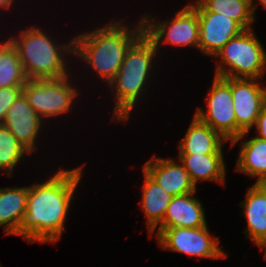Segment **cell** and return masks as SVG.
<instances>
[{
	"instance_id": "cell-1",
	"label": "cell",
	"mask_w": 266,
	"mask_h": 267,
	"mask_svg": "<svg viewBox=\"0 0 266 267\" xmlns=\"http://www.w3.org/2000/svg\"><path fill=\"white\" fill-rule=\"evenodd\" d=\"M82 169H62L47 182L28 187L26 212L14 234L29 242L58 241Z\"/></svg>"
},
{
	"instance_id": "cell-2",
	"label": "cell",
	"mask_w": 266,
	"mask_h": 267,
	"mask_svg": "<svg viewBox=\"0 0 266 267\" xmlns=\"http://www.w3.org/2000/svg\"><path fill=\"white\" fill-rule=\"evenodd\" d=\"M131 30L120 21L109 23L93 32L79 35L74 40V55H77L110 83L119 71L126 52L144 33L143 22ZM122 24V25H121Z\"/></svg>"
},
{
	"instance_id": "cell-3",
	"label": "cell",
	"mask_w": 266,
	"mask_h": 267,
	"mask_svg": "<svg viewBox=\"0 0 266 267\" xmlns=\"http://www.w3.org/2000/svg\"><path fill=\"white\" fill-rule=\"evenodd\" d=\"M157 49L143 33L128 49L115 78L109 83L116 85L115 119L126 121L149 76Z\"/></svg>"
},
{
	"instance_id": "cell-4",
	"label": "cell",
	"mask_w": 266,
	"mask_h": 267,
	"mask_svg": "<svg viewBox=\"0 0 266 267\" xmlns=\"http://www.w3.org/2000/svg\"><path fill=\"white\" fill-rule=\"evenodd\" d=\"M20 39H9L17 48L27 79H55L67 76L66 63L59 51L74 53V41L57 47L42 30L31 27ZM66 48V49H65Z\"/></svg>"
},
{
	"instance_id": "cell-5",
	"label": "cell",
	"mask_w": 266,
	"mask_h": 267,
	"mask_svg": "<svg viewBox=\"0 0 266 267\" xmlns=\"http://www.w3.org/2000/svg\"><path fill=\"white\" fill-rule=\"evenodd\" d=\"M221 57L220 64L216 66L215 76L222 78L259 79L266 68V52L251 29H245L239 35L228 41L216 54Z\"/></svg>"
},
{
	"instance_id": "cell-6",
	"label": "cell",
	"mask_w": 266,
	"mask_h": 267,
	"mask_svg": "<svg viewBox=\"0 0 266 267\" xmlns=\"http://www.w3.org/2000/svg\"><path fill=\"white\" fill-rule=\"evenodd\" d=\"M68 75L55 79H28L23 94L42 118L68 112L77 90L68 83Z\"/></svg>"
},
{
	"instance_id": "cell-7",
	"label": "cell",
	"mask_w": 266,
	"mask_h": 267,
	"mask_svg": "<svg viewBox=\"0 0 266 267\" xmlns=\"http://www.w3.org/2000/svg\"><path fill=\"white\" fill-rule=\"evenodd\" d=\"M157 240L164 249L190 256L214 259L227 256L218 247V238L210 236L207 226L158 228Z\"/></svg>"
},
{
	"instance_id": "cell-8",
	"label": "cell",
	"mask_w": 266,
	"mask_h": 267,
	"mask_svg": "<svg viewBox=\"0 0 266 267\" xmlns=\"http://www.w3.org/2000/svg\"><path fill=\"white\" fill-rule=\"evenodd\" d=\"M208 110L198 108L195 116L208 124L224 139H236V117L231 92V78L215 76L213 86L209 90Z\"/></svg>"
},
{
	"instance_id": "cell-9",
	"label": "cell",
	"mask_w": 266,
	"mask_h": 267,
	"mask_svg": "<svg viewBox=\"0 0 266 267\" xmlns=\"http://www.w3.org/2000/svg\"><path fill=\"white\" fill-rule=\"evenodd\" d=\"M147 17L148 16H144L142 18L144 34L153 42L156 49H158L159 42L167 31L164 37V43L179 46L193 45L198 48V14L191 5H187L183 10L178 11L174 19L169 23H155L156 21H154V19L152 20Z\"/></svg>"
},
{
	"instance_id": "cell-10",
	"label": "cell",
	"mask_w": 266,
	"mask_h": 267,
	"mask_svg": "<svg viewBox=\"0 0 266 267\" xmlns=\"http://www.w3.org/2000/svg\"><path fill=\"white\" fill-rule=\"evenodd\" d=\"M256 79L231 78V92L236 117V139L234 145L256 125L262 107L266 104V88L260 87Z\"/></svg>"
},
{
	"instance_id": "cell-11",
	"label": "cell",
	"mask_w": 266,
	"mask_h": 267,
	"mask_svg": "<svg viewBox=\"0 0 266 267\" xmlns=\"http://www.w3.org/2000/svg\"><path fill=\"white\" fill-rule=\"evenodd\" d=\"M201 52L216 56L223 46L245 29L235 20L214 12H197Z\"/></svg>"
},
{
	"instance_id": "cell-12",
	"label": "cell",
	"mask_w": 266,
	"mask_h": 267,
	"mask_svg": "<svg viewBox=\"0 0 266 267\" xmlns=\"http://www.w3.org/2000/svg\"><path fill=\"white\" fill-rule=\"evenodd\" d=\"M41 123L42 118L30 106L22 93L9 107L2 125L31 153L37 149L34 143Z\"/></svg>"
},
{
	"instance_id": "cell-13",
	"label": "cell",
	"mask_w": 266,
	"mask_h": 267,
	"mask_svg": "<svg viewBox=\"0 0 266 267\" xmlns=\"http://www.w3.org/2000/svg\"><path fill=\"white\" fill-rule=\"evenodd\" d=\"M144 172L173 197L196 191L185 167L174 160L152 158L144 165Z\"/></svg>"
},
{
	"instance_id": "cell-14",
	"label": "cell",
	"mask_w": 266,
	"mask_h": 267,
	"mask_svg": "<svg viewBox=\"0 0 266 267\" xmlns=\"http://www.w3.org/2000/svg\"><path fill=\"white\" fill-rule=\"evenodd\" d=\"M194 193L172 197L159 228L207 226L201 203L197 198L191 197Z\"/></svg>"
},
{
	"instance_id": "cell-15",
	"label": "cell",
	"mask_w": 266,
	"mask_h": 267,
	"mask_svg": "<svg viewBox=\"0 0 266 267\" xmlns=\"http://www.w3.org/2000/svg\"><path fill=\"white\" fill-rule=\"evenodd\" d=\"M222 141H227L208 124L194 116L179 146V155L223 154Z\"/></svg>"
},
{
	"instance_id": "cell-16",
	"label": "cell",
	"mask_w": 266,
	"mask_h": 267,
	"mask_svg": "<svg viewBox=\"0 0 266 267\" xmlns=\"http://www.w3.org/2000/svg\"><path fill=\"white\" fill-rule=\"evenodd\" d=\"M242 204L248 222L245 234L258 244L266 235V183H255Z\"/></svg>"
},
{
	"instance_id": "cell-17",
	"label": "cell",
	"mask_w": 266,
	"mask_h": 267,
	"mask_svg": "<svg viewBox=\"0 0 266 267\" xmlns=\"http://www.w3.org/2000/svg\"><path fill=\"white\" fill-rule=\"evenodd\" d=\"M179 159L195 186L198 180L219 181L224 184L223 154L179 155Z\"/></svg>"
},
{
	"instance_id": "cell-18",
	"label": "cell",
	"mask_w": 266,
	"mask_h": 267,
	"mask_svg": "<svg viewBox=\"0 0 266 267\" xmlns=\"http://www.w3.org/2000/svg\"><path fill=\"white\" fill-rule=\"evenodd\" d=\"M28 187L0 188V226L7 234L17 231L26 212Z\"/></svg>"
},
{
	"instance_id": "cell-19",
	"label": "cell",
	"mask_w": 266,
	"mask_h": 267,
	"mask_svg": "<svg viewBox=\"0 0 266 267\" xmlns=\"http://www.w3.org/2000/svg\"><path fill=\"white\" fill-rule=\"evenodd\" d=\"M191 6L197 12H214L238 22L244 29H251L256 5L251 0H198Z\"/></svg>"
},
{
	"instance_id": "cell-20",
	"label": "cell",
	"mask_w": 266,
	"mask_h": 267,
	"mask_svg": "<svg viewBox=\"0 0 266 267\" xmlns=\"http://www.w3.org/2000/svg\"><path fill=\"white\" fill-rule=\"evenodd\" d=\"M142 209L147 216L150 236L154 233L158 224L163 221L166 209L173 196L166 193L161 186L152 180L144 172Z\"/></svg>"
},
{
	"instance_id": "cell-21",
	"label": "cell",
	"mask_w": 266,
	"mask_h": 267,
	"mask_svg": "<svg viewBox=\"0 0 266 267\" xmlns=\"http://www.w3.org/2000/svg\"><path fill=\"white\" fill-rule=\"evenodd\" d=\"M237 170L258 177L256 183H266V140L256 137L242 142Z\"/></svg>"
},
{
	"instance_id": "cell-22",
	"label": "cell",
	"mask_w": 266,
	"mask_h": 267,
	"mask_svg": "<svg viewBox=\"0 0 266 267\" xmlns=\"http://www.w3.org/2000/svg\"><path fill=\"white\" fill-rule=\"evenodd\" d=\"M27 80L17 48L10 40L0 44V88L23 87Z\"/></svg>"
},
{
	"instance_id": "cell-23",
	"label": "cell",
	"mask_w": 266,
	"mask_h": 267,
	"mask_svg": "<svg viewBox=\"0 0 266 267\" xmlns=\"http://www.w3.org/2000/svg\"><path fill=\"white\" fill-rule=\"evenodd\" d=\"M24 153L30 152L16 140L6 127L0 125V168L6 169L10 176L14 166Z\"/></svg>"
},
{
	"instance_id": "cell-24",
	"label": "cell",
	"mask_w": 266,
	"mask_h": 267,
	"mask_svg": "<svg viewBox=\"0 0 266 267\" xmlns=\"http://www.w3.org/2000/svg\"><path fill=\"white\" fill-rule=\"evenodd\" d=\"M23 93V87L0 88V125L3 124L9 107Z\"/></svg>"
},
{
	"instance_id": "cell-25",
	"label": "cell",
	"mask_w": 266,
	"mask_h": 267,
	"mask_svg": "<svg viewBox=\"0 0 266 267\" xmlns=\"http://www.w3.org/2000/svg\"><path fill=\"white\" fill-rule=\"evenodd\" d=\"M256 127L258 130L256 132H259V136L256 137L266 140V104L261 109V112L256 122Z\"/></svg>"
},
{
	"instance_id": "cell-26",
	"label": "cell",
	"mask_w": 266,
	"mask_h": 267,
	"mask_svg": "<svg viewBox=\"0 0 266 267\" xmlns=\"http://www.w3.org/2000/svg\"><path fill=\"white\" fill-rule=\"evenodd\" d=\"M13 0H0V7H3V8H9L10 5L12 4Z\"/></svg>"
},
{
	"instance_id": "cell-27",
	"label": "cell",
	"mask_w": 266,
	"mask_h": 267,
	"mask_svg": "<svg viewBox=\"0 0 266 267\" xmlns=\"http://www.w3.org/2000/svg\"><path fill=\"white\" fill-rule=\"evenodd\" d=\"M261 249H265L266 250V235L260 240V242L257 244ZM265 259H266V251H265Z\"/></svg>"
},
{
	"instance_id": "cell-28",
	"label": "cell",
	"mask_w": 266,
	"mask_h": 267,
	"mask_svg": "<svg viewBox=\"0 0 266 267\" xmlns=\"http://www.w3.org/2000/svg\"><path fill=\"white\" fill-rule=\"evenodd\" d=\"M259 1L266 8V0H259ZM251 3H253L252 0H251Z\"/></svg>"
}]
</instances>
